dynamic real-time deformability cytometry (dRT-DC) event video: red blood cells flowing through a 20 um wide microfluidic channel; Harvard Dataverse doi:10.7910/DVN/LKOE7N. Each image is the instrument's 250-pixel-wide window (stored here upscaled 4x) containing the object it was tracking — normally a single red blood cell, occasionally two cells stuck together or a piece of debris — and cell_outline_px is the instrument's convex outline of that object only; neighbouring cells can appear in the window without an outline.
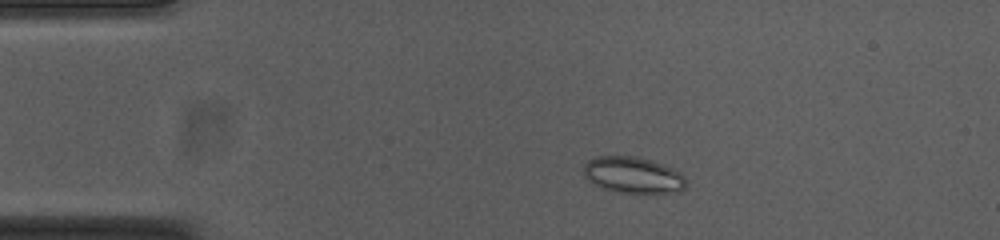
{"species": "common noctule bat (a hibernating species)", "species_latin": "Nyctalus noctula", "temperature_condition": "cold", "stored_images_in_passage": 52, "camera_frame_rate_fps": 3000, "um_per_image_px": 0.085, "animal": {"sex": "female", "body_mass_g": 23.0, "forearm_length_mm": 53.4}, "frame": {"image": 1, "passage_image": 8, "time_ms": 2.333, "image_size_px": [1000, 240], "cell_outline_px": [[688, 184], [680, 192], [616, 192], [604, 188], [588, 180], [584, 176], [584, 164], [588, 160], [596, 156], [632, 156], [652, 160], [672, 168], [680, 172], [684, 176]], "centroid_in_image_um": [53.82, 14.87], "position_along_channel_um": 31.2, "area_um2": 21.56}}
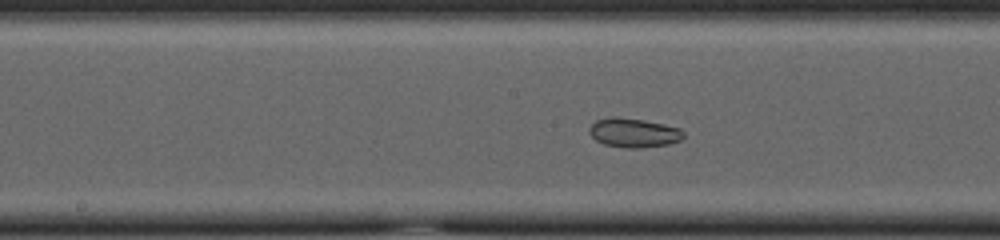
{"frame": {"image": 2, "passage_image": 25, "time_ms": 8.0, "image_size_px": [1000, 240], "cell_outline_px": [[684, 136], [680, 140], [668, 144], [640, 148], [628, 148], [604, 144], [596, 140], [588, 132], [588, 128], [596, 120], [612, 116], [616, 116], [644, 120], [664, 124], [680, 128], [684, 132]], "centroid_in_image_um": [53.85, 11.27], "position_along_channel_um": 194.3, "area_um2": 16.07}}
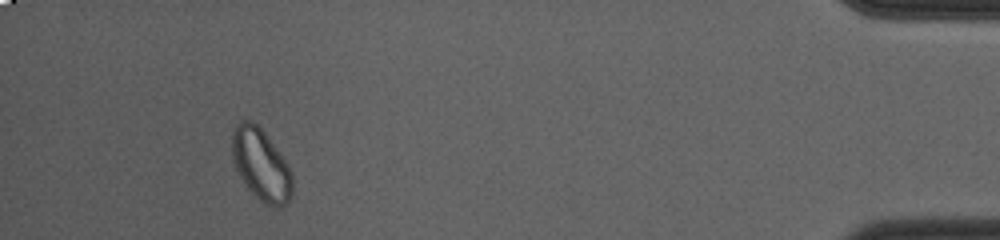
{"frame": {"image": 3, "passage_image": 48, "time_ms": 15.667, "image_size_px": [1000, 240], "cell_outline_px": [[292, 196], [284, 204], [276, 208], [260, 200], [244, 184], [232, 160], [232, 132], [236, 124], [240, 120], [252, 120], [264, 132], [280, 152], [288, 164], [292, 176]], "centroid_in_image_um": [22.18, 13.97], "position_along_channel_um": 413.0, "area_um2": 25.14}, "authors_computed_cell_mechanics": {"area_um2": 21.1259, "velocity_mm_per_s": 3.7201, "shape_relaxation_time_tau1_ms": 8.3907, "shape_relaxation_time_tau2_ms": 2.3007, "deformation_change_tau1": 0.1171, "deformation_change_tau2": 0.0545}}